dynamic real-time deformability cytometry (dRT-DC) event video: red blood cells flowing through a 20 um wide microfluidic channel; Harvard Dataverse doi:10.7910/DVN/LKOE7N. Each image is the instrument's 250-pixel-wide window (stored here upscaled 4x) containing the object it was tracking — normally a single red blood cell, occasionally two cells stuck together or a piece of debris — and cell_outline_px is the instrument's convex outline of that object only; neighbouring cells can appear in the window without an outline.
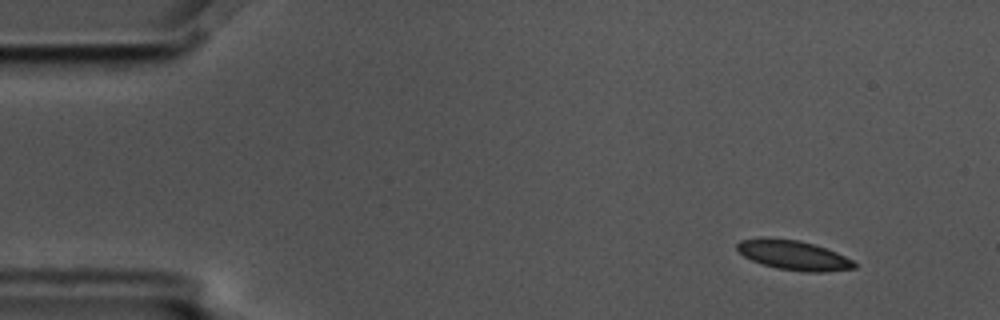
{"species": "common noctule bat (a hibernating species)", "species_latin": "Nyctalus noctula", "temperature_condition": "cold", "stored_images_in_passage": 4, "camera_frame_rate_fps": 3000, "um_per_image_px": 0.085, "animal": {"sex": "male", "body_mass_g": 17.5, "forearm_length_mm": 52.3}, "frame": {"image": 1, "passage_image": 1, "time_ms": 0.0, "image_size_px": [1000, 320], "cell_outline_px": [[856, 268], [824, 272], [804, 272], [776, 268], [752, 260], [744, 256], [736, 248], [736, 244], [740, 240], [760, 236], [768, 236], [800, 240], [836, 252], [852, 260], [856, 264]], "centroid_in_image_um": [67.4, 21.66], "position_along_channel_um": 17.6, "area_um2": 20.4}}
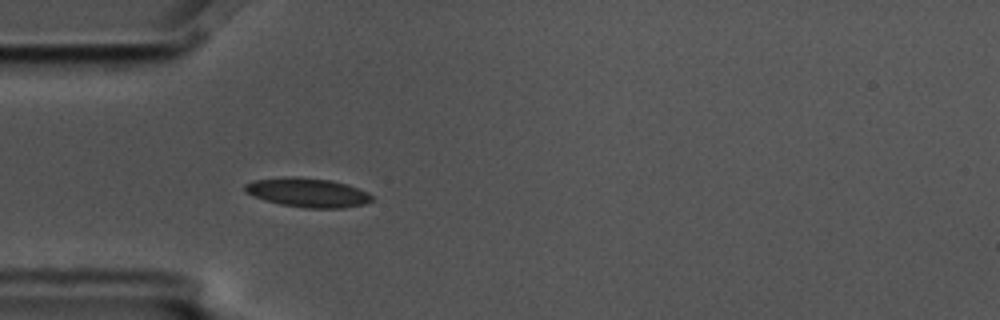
{"frame": {"image": 2, "passage_image": 4, "time_ms": 1.0, "image_size_px": [1000, 320], "cell_outline_px": [[372, 200], [364, 204], [344, 208], [304, 208], [280, 204], [264, 200], [244, 192], [244, 184], [252, 180], [292, 176], [296, 176], [332, 180], [368, 192], [372, 196]], "centroid_in_image_um": [26.11, 16.37], "position_along_channel_um": 58.9, "area_um2": 21.62}}